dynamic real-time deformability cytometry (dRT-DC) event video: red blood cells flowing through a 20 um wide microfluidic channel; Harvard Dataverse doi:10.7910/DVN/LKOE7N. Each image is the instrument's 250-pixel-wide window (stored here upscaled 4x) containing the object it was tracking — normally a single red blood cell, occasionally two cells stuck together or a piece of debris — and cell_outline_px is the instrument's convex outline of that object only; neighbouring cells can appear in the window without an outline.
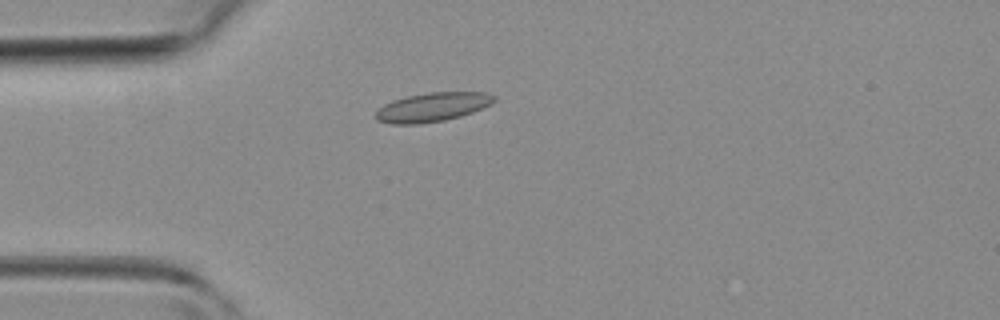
{"species": "common noctule bat (a hibernating species)", "species_latin": "Nyctalus noctula", "temperature_condition": "room temperature", "stored_images_in_passage": 29, "camera_frame_rate_fps": 3000, "um_per_image_px": 0.085, "animal": {"sex": "female", "body_mass_g": 19.3, "forearm_length_mm": 54.1}, "frame": {"image": 1, "passage_image": 1, "time_ms": 0.0, "image_size_px": [1000, 320], "cell_outline_px": [[496, 100], [492, 104], [472, 112], [460, 116], [444, 120], [420, 124], [392, 124], [376, 120], [372, 116], [384, 104], [392, 100], [408, 96], [428, 92], [484, 92], [496, 96]], "centroid_in_image_um": [36.74, 9.1], "position_along_channel_um": 48.3, "area_um2": 20.11}}
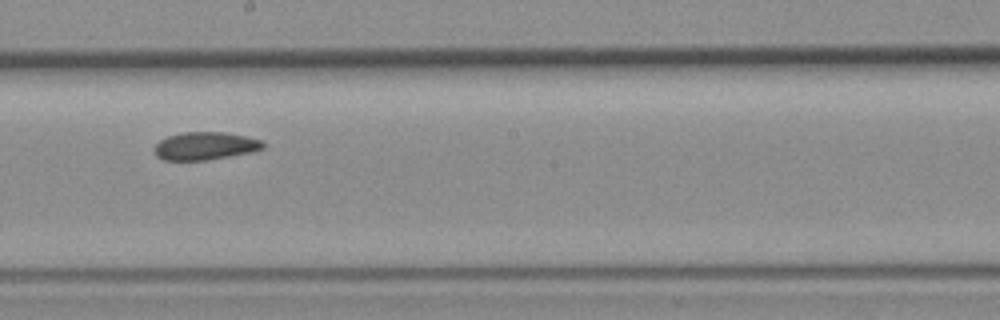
{"frame": {"image": 2, "passage_image": 14, "time_ms": 4.333, "image_size_px": [1000, 320], "cell_outline_px": [[264, 148], [252, 152], [204, 160], [164, 160], [156, 156], [152, 148], [160, 140], [168, 136], [184, 132], [224, 132], [244, 136], [260, 140], [264, 144]], "centroid_in_image_um": [17.39, 12.4], "position_along_channel_um": 230.8, "area_um2": 17.51}}
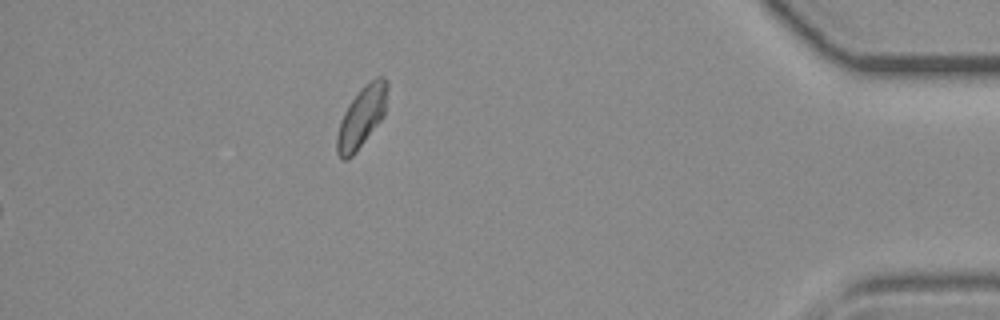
{"frame": {"image": 3, "passage_image": 29, "time_ms": 9.333, "image_size_px": [1000, 320], "cell_outline_px": [[388, 88], [384, 116], [356, 152], [348, 160], [344, 160], [336, 152], [336, 136], [340, 120], [348, 104], [360, 88], [364, 84], [376, 76], [384, 76], [388, 80]], "centroid_in_image_um": [30.74, 9.91], "position_along_channel_um": 404.5, "area_um2": 18.15}}